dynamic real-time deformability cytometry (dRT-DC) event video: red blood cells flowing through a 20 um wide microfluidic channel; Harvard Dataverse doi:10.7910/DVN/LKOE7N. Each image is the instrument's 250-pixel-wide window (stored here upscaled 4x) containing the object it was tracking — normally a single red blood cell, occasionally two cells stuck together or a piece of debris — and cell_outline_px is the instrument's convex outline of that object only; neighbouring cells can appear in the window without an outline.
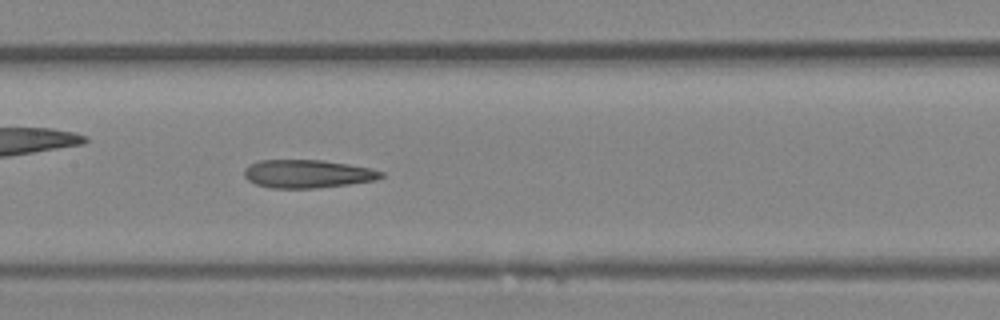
{"species": "Egyptian fruit bat (a non-hibernating species)", "species_latin": "Rousettus aegyptiacus", "temperature_condition": "room temperature", "stored_images_in_passage": 38, "camera_frame_rate_fps": 3000, "um_per_image_px": 0.085, "animal": {"sex": "female"}, "frame": {"image": 1, "passage_image": 17, "time_ms": 5.333, "image_size_px": [1000, 320], "cell_outline_px": [[384, 176], [376, 180], [348, 184], [316, 188], [272, 188], [256, 184], [248, 180], [244, 176], [244, 168], [248, 164], [260, 160], [320, 160], [348, 164], [372, 168], [384, 172]], "centroid_in_image_um": [26.13, 14.77], "position_along_channel_um": 181.3, "area_um2": 22.54}}
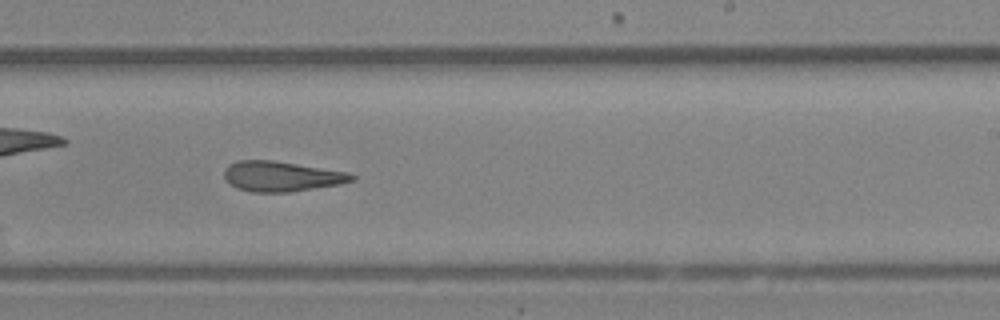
{"frame": {"image": 2, "passage_image": 22, "time_ms": 7.0, "image_size_px": [1000, 320], "cell_outline_px": [[356, 180], [340, 184], [288, 192], [252, 192], [236, 188], [228, 184], [224, 176], [224, 168], [228, 164], [236, 160], [272, 160], [348, 172], [356, 176]], "centroid_in_image_um": [23.88, 14.99], "position_along_channel_um": 265.1, "area_um2": 22.54}}
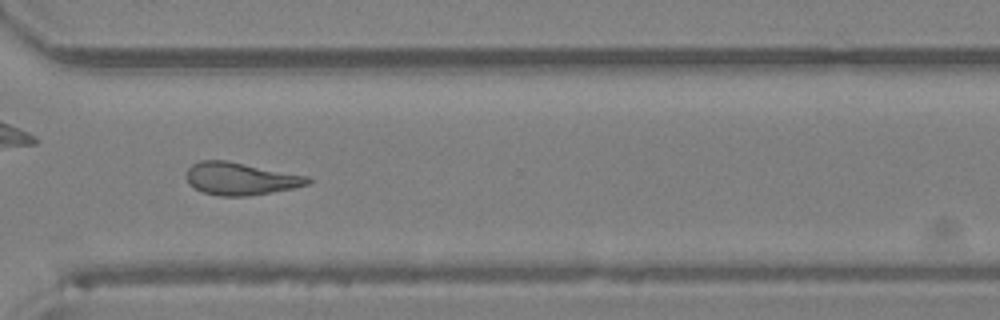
{"frame": {"image": 3, "passage_image": 27, "time_ms": 8.667, "image_size_px": [1000, 320], "cell_outline_px": [[312, 180], [308, 184], [292, 188], [272, 192], [248, 196], [220, 196], [200, 192], [188, 184], [184, 176], [188, 168], [192, 164], [200, 160], [224, 160], [312, 176]], "centroid_in_image_um": [20.42, 15.19], "position_along_channel_um": 350.2, "area_um2": 23.35}}